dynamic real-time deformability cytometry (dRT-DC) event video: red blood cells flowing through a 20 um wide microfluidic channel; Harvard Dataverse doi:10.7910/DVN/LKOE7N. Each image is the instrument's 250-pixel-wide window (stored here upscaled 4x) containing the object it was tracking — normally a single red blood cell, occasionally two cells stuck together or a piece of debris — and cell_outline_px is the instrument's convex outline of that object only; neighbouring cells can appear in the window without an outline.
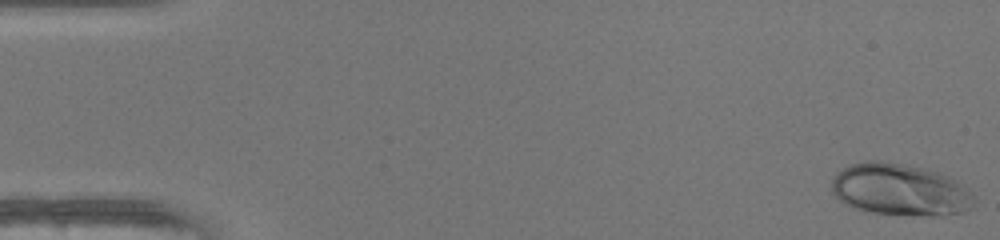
{"species": "human", "species_latin": "Homo sapiens", "temperature_condition": "warm", "stored_images_in_passage": 49, "camera_frame_rate_fps": 3000, "um_per_image_px": 0.085, "donor": {"sex": "female"}, "frame": {"image": 1, "passage_image": 1, "time_ms": 0.0, "image_size_px": [1000, 240], "cell_outline_px": [[976, 200], [964, 212], [944, 216], [932, 216], [864, 212], [852, 208], [844, 204], [832, 192], [832, 180], [836, 172], [852, 164], [868, 160], [884, 160], [908, 164], [940, 172], [956, 180]], "centroid_in_image_um": [76.46, 16.12], "position_along_channel_um": 8.5, "area_um2": 43.47}}
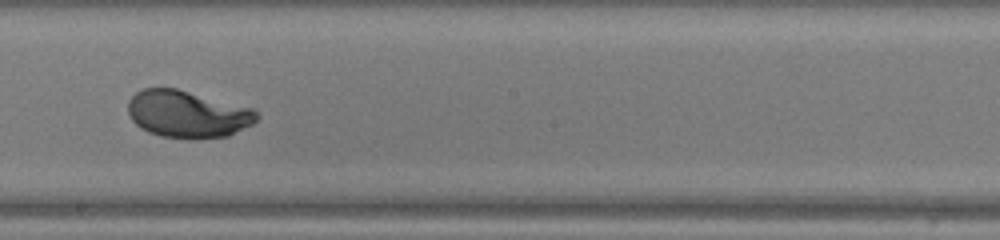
{"frame": {"image": 2, "passage_image": 28, "time_ms": 9.0, "image_size_px": [1000, 240], "cell_outline_px": [[260, 116], [252, 124], [228, 136], [160, 136], [148, 132], [140, 128], [132, 120], [128, 112], [128, 100], [136, 92], [144, 88], [176, 88], [256, 108]], "centroid_in_image_um": [15.95, 9.65], "position_along_channel_um": 232.2, "area_um2": 34.97}}
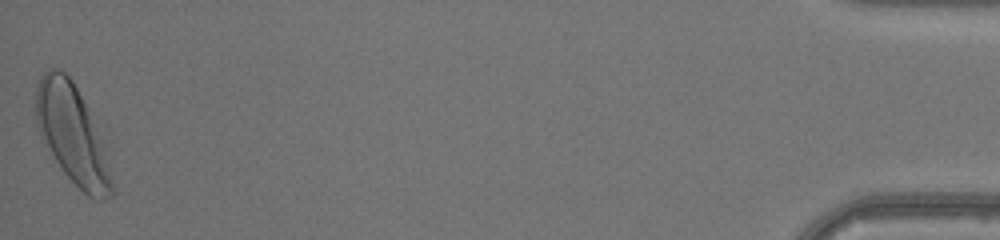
{"frame": {"image": 3, "passage_image": 49, "time_ms": 16.0, "image_size_px": [1000, 240], "cell_outline_px": [[112, 196], [104, 200], [100, 200], [88, 196], [60, 168], [40, 132], [36, 124], [36, 88], [40, 76], [44, 72], [52, 68], [60, 68], [72, 80], [84, 104], [100, 144], [112, 184]], "centroid_in_image_um": [6.06, 11.38], "position_along_channel_um": 429.1, "area_um2": 41.15}, "authors_computed_cell_mechanics": {"area_um2": 35.7782, "velocity_mm_per_s": 4.2139, "shape_relaxation_time_tau1_ms": 2.1876, "shape_relaxation_time_tau2_ms": null, "deformation_change_tau1": 0.1692, "deformation_change_tau2": null}}